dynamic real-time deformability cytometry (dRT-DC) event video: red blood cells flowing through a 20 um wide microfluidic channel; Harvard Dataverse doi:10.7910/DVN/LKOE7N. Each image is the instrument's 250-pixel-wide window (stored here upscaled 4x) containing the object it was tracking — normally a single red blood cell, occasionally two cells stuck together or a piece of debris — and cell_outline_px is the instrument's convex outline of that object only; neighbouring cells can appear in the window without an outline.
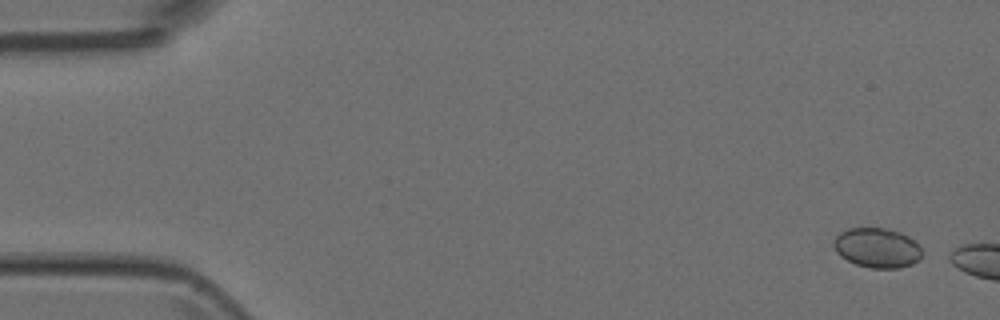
{"species": "Egyptian fruit bat (a non-hibernating species)", "species_latin": "Rousettus aegyptiacus", "temperature_condition": "room temperature", "stored_images_in_passage": 3, "camera_frame_rate_fps": 3000, "um_per_image_px": 0.085, "animal": {"sex": "female"}, "frame": {"image": 1, "passage_image": 1, "time_ms": 0.0, "image_size_px": [1000, 320], "cell_outline_px": [[924, 252], [920, 260], [912, 264], [900, 268], [872, 268], [856, 264], [840, 256], [836, 252], [832, 244], [836, 236], [840, 232], [848, 228], [884, 228], [900, 232], [908, 236]], "centroid_in_image_um": [74.55, 21.07], "position_along_channel_um": 10.4, "area_um2": 20.52}}